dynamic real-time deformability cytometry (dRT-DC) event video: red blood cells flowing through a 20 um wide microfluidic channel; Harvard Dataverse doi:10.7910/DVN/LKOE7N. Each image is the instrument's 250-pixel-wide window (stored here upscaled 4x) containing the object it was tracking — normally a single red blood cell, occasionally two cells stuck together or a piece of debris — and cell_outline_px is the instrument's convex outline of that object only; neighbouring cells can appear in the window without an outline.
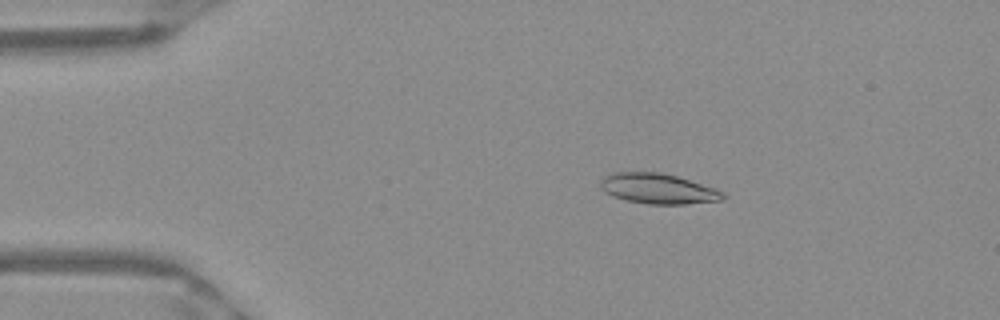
{"species": "Egyptian fruit bat (a non-hibernating species)", "species_latin": "Rousettus aegyptiacus", "temperature_condition": "warm", "stored_images_in_passage": 51, "camera_frame_rate_fps": 3000, "um_per_image_px": 0.085, "frame": {"image": 1, "passage_image": 9, "time_ms": 2.667, "image_size_px": [1000, 320], "cell_outline_px": [[728, 196], [724, 200], [684, 204], [648, 204], [628, 200], [604, 192], [600, 188], [600, 180], [604, 176], [616, 172], [660, 172], [676, 176], [716, 188], [724, 192]], "centroid_in_image_um": [55.98, 16.03], "position_along_channel_um": 29.0, "area_um2": 21.62}}
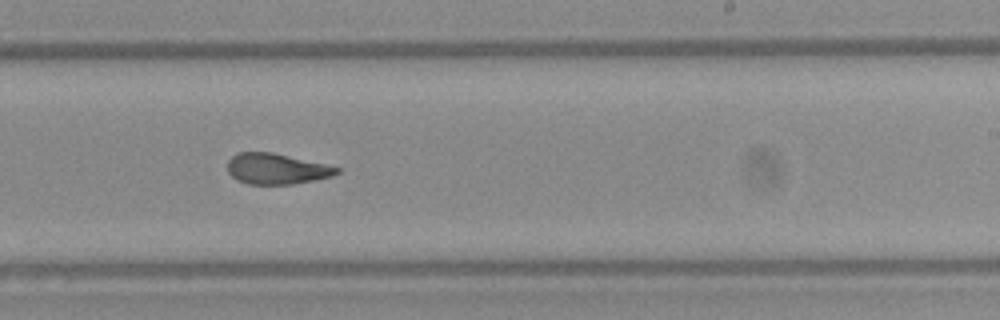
{"frame": {"image": 2, "passage_image": 31, "time_ms": 10.0, "image_size_px": [1000, 320], "cell_outline_px": [[340, 172], [332, 176], [292, 184], [248, 184], [236, 180], [228, 172], [228, 160], [232, 156], [240, 152], [272, 152], [324, 164], [340, 168]], "centroid_in_image_um": [23.47, 14.35], "position_along_channel_um": 265.5, "area_um2": 19.36}}
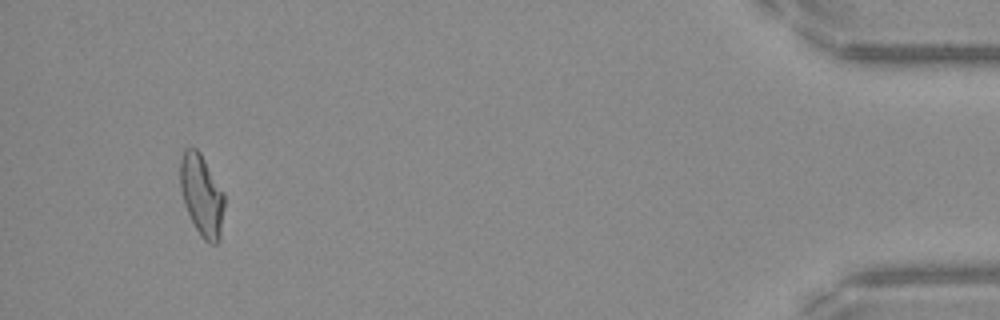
{"frame": {"image": 3, "passage_image": 48, "time_ms": 15.667, "image_size_px": [1000, 320], "cell_outline_px": [[224, 208], [220, 240], [216, 244], [208, 244], [200, 236], [184, 204], [180, 188], [180, 160], [184, 148], [196, 148], [200, 152], [224, 192]], "centroid_in_image_um": [17.15, 16.61], "position_along_channel_um": 418.0, "area_um2": 21.1}, "authors_computed_cell_mechanics": {"area_um2": 20.808, "velocity_mm_per_s": 3.9828, "shape_relaxation_time_tau1_ms": null, "shape_relaxation_time_tau2_ms": 2.1212, "deformation_change_tau1": null, "deformation_change_tau2": 0.0985}}